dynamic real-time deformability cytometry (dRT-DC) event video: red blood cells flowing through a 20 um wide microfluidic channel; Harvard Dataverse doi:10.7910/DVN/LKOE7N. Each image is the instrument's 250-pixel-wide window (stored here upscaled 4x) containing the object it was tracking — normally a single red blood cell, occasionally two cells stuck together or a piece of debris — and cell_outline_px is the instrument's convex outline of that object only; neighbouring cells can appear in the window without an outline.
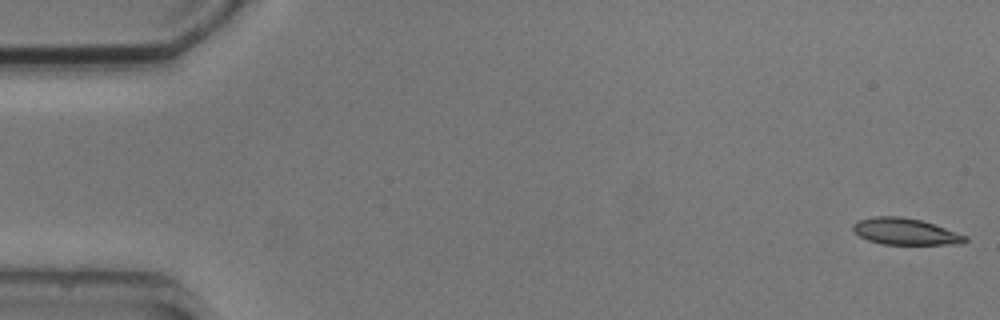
{"species": "common noctule bat (a hibernating species)", "species_latin": "Nyctalus noctula", "temperature_condition": "cold", "stored_images_in_passage": 5, "camera_frame_rate_fps": 3000, "um_per_image_px": 0.085, "animal": {"sex": "male", "body_mass_g": 20.5, "forearm_length_mm": 52.5}, "frame": {"image": 1, "passage_image": 1, "time_ms": 0.0, "image_size_px": [1000, 320], "cell_outline_px": [[968, 240], [964, 244], [884, 244], [868, 240], [860, 236], [852, 228], [852, 224], [856, 220], [872, 216], [900, 216], [920, 220], [968, 236]], "centroid_in_image_um": [76.93, 19.67], "position_along_channel_um": 8.1, "area_um2": 17.28}}